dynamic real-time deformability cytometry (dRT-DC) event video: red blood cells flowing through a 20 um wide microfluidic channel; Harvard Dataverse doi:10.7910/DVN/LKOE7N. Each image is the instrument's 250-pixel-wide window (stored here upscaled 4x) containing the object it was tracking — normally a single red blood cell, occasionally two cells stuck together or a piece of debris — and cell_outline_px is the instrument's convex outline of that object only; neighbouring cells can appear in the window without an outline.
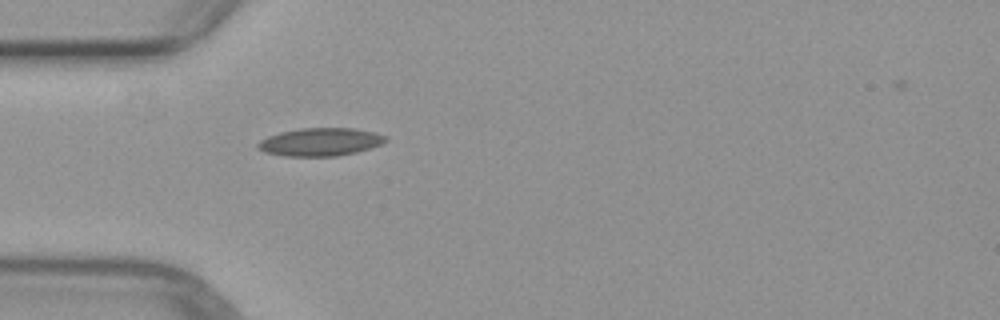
{"species": "common noctule bat (a hibernating species)", "species_latin": "Nyctalus noctula", "temperature_condition": "warm", "stored_images_in_passage": 1, "camera_frame_rate_fps": 3000, "um_per_image_px": 0.085, "animal": {"sex": "female", "body_mass_g": 29.2, "forearm_length_mm": 56.3}, "frame": {"image": 1, "passage_image": 1, "time_ms": 0.0, "image_size_px": [1000, 320], "cell_outline_px": [[388, 140], [380, 144], [356, 152], [336, 156], [284, 156], [264, 152], [256, 148], [256, 144], [260, 140], [268, 136], [280, 132], [300, 128], [352, 128], [372, 132], [384, 136]], "centroid_in_image_um": [27.15, 12.07], "position_along_channel_um": 57.9, "area_um2": 20.69}}